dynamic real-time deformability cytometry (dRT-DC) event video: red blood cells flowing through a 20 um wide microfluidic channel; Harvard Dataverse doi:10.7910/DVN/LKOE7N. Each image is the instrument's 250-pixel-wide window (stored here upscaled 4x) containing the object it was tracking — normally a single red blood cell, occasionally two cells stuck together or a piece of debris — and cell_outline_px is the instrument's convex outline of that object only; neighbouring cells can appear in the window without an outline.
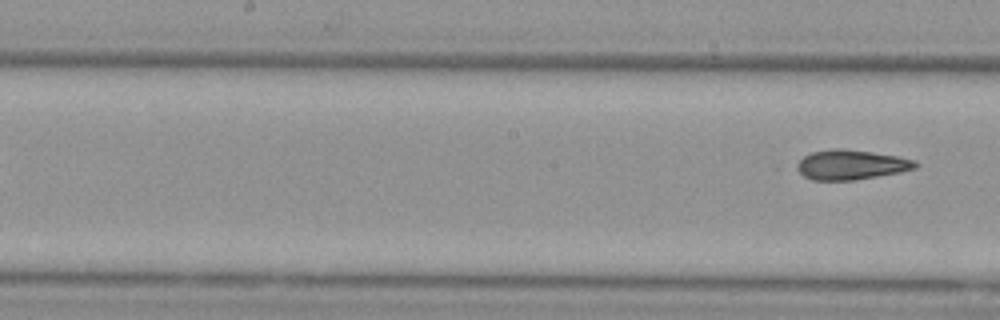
{"species": "Egyptian fruit bat (a non-hibernating species)", "species_latin": "Rousettus aegyptiacus", "temperature_condition": "cold", "stored_images_in_passage": 9, "segment_of_instrument_passage": [2, 2], "camera_frame_rate_fps": 3000, "um_per_image_px": 0.085, "animal": {"sex": "female"}, "frame": {"image": 1, "passage_image": 9, "time_ms": 9.667, "image_size_px": [1000, 320], "cell_outline_px": [[920, 164], [916, 168], [900, 172], [856, 180], [812, 180], [804, 176], [792, 168], [804, 156], [812, 152], [832, 148], [840, 148], [872, 152], [896, 156], [916, 160]], "centroid_in_image_um": [72.31, 14.0], "position_along_channel_um": 175.9, "area_um2": 20.75}}